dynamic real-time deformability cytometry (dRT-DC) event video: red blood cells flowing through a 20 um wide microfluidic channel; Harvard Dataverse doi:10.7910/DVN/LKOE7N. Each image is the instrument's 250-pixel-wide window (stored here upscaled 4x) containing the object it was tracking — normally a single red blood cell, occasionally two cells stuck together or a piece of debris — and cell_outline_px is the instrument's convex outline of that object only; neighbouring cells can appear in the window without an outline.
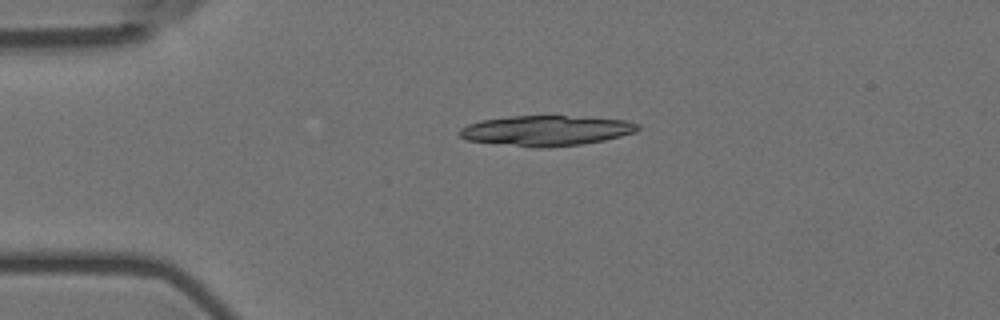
{"species": "Egyptian fruit bat (a non-hibernating species)", "species_latin": "Rousettus aegyptiacus", "temperature_condition": "room temperature", "stored_images_in_passage": 44, "camera_frame_rate_fps": 3000, "um_per_image_px": 0.085, "animal": {"sex": "female"}, "frame": {"image": 1, "passage_image": 1, "time_ms": 0.0, "image_size_px": [1000, 320], "cell_outline_px": [[640, 128], [636, 132], [604, 140], [580, 144], [548, 148], [532, 148], [468, 140], [460, 136], [460, 128], [468, 124], [480, 120], [508, 116], [564, 116], [628, 120], [640, 124]], "centroid_in_image_um": [46.43, 11.1], "position_along_channel_um": 38.6, "area_um2": 31.44}}